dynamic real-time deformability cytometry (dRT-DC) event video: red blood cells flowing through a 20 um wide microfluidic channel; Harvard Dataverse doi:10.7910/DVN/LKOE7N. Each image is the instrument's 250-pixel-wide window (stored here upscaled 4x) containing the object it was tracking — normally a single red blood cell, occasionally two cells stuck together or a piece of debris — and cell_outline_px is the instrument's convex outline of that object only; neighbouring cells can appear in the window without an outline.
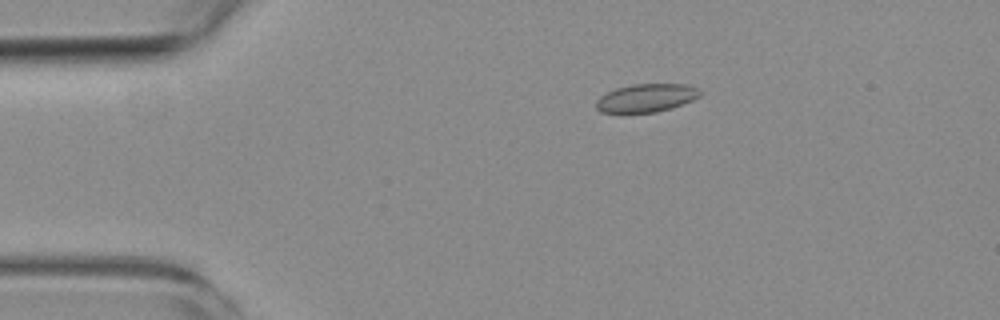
{"species": "common noctule bat (a hibernating species)", "species_latin": "Nyctalus noctula", "temperature_condition": "room temperature", "stored_images_in_passage": 7, "camera_frame_rate_fps": 3000, "um_per_image_px": 0.085, "animal": {"sex": "female", "body_mass_g": 19.3, "forearm_length_mm": 54.1}, "frame": {"image": 1, "passage_image": 3, "time_ms": 3.0, "image_size_px": [1000, 320], "cell_outline_px": [[704, 92], [700, 96], [692, 100], [672, 108], [656, 112], [600, 112], [596, 108], [596, 100], [600, 96], [616, 88], [636, 84], [684, 84], [696, 88]], "centroid_in_image_um": [54.95, 8.32], "position_along_channel_um": 30.1, "area_um2": 16.94}}
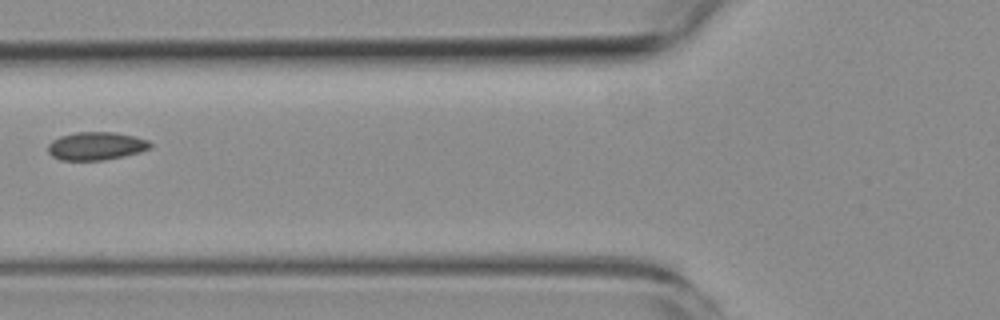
{"frame": {"image": 2, "passage_image": 6, "time_ms": 6.667, "image_size_px": [1000, 320], "cell_outline_px": [[152, 144], [148, 148], [140, 152], [100, 160], [60, 160], [52, 156], [48, 152], [48, 144], [52, 140], [60, 136], [76, 132], [116, 132], [148, 140]], "centroid_in_image_um": [8.12, 12.4], "position_along_channel_um": 117.7, "area_um2": 16.53}}
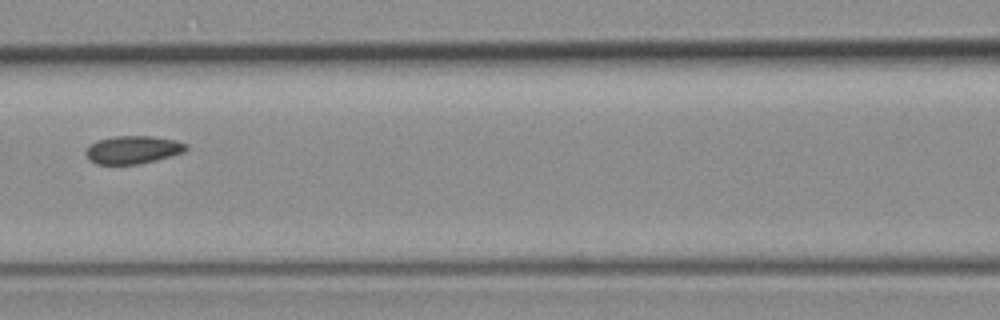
{"frame": {"image": 3, "passage_image": 7, "time_ms": 7.667, "image_size_px": [1000, 320], "cell_outline_px": [[188, 148], [184, 152], [156, 160], [140, 164], [96, 164], [88, 160], [84, 152], [88, 144], [96, 140], [112, 136], [152, 136], [176, 140], [188, 144]], "centroid_in_image_um": [11.25, 12.72], "position_along_channel_um": 155.3, "area_um2": 16.65}}